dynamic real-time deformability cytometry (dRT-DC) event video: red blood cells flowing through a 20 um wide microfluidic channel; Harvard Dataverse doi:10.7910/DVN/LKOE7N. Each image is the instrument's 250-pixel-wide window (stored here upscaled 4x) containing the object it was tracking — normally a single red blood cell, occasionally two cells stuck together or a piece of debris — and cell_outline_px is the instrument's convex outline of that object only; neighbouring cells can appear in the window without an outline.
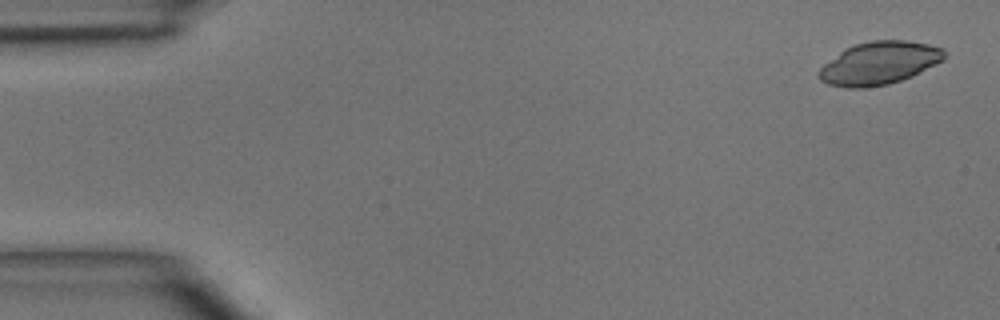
{"species": "common noctule bat (a hibernating species)", "species_latin": "Nyctalus noctula", "temperature_condition": "room temperature", "stored_images_in_passage": 4, "camera_frame_rate_fps": 3000, "um_per_image_px": 0.085, "animal": {"sex": "male", "body_mass_g": 15.6}, "frame": {"image": 1, "passage_image": 1, "time_ms": 0.0, "image_size_px": [1000, 320], "cell_outline_px": [[944, 60], [912, 76], [888, 84], [864, 88], [844, 88], [828, 84], [820, 80], [816, 76], [816, 72], [824, 64], [844, 48], [856, 44], [872, 40], [908, 40], [928, 44], [944, 48]], "centroid_in_image_um": [74.7, 5.37], "position_along_channel_um": 10.3, "area_um2": 31.5}}